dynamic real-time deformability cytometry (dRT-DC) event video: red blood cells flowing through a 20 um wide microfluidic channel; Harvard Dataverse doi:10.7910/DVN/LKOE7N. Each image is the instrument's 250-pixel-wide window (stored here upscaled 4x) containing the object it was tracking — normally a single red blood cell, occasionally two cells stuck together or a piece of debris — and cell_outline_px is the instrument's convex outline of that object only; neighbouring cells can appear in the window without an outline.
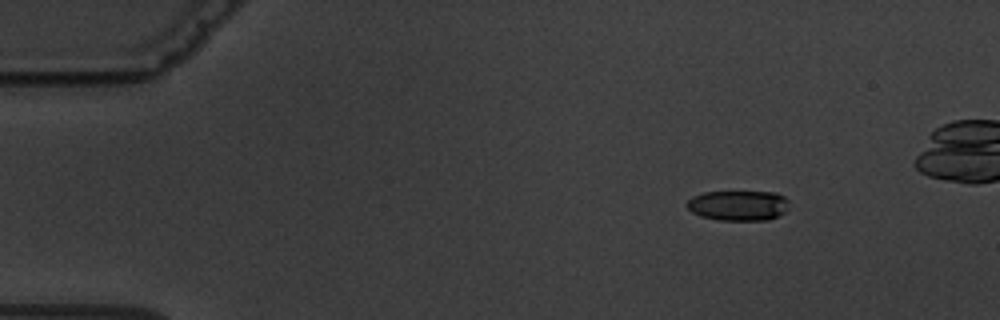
{"species": "common noctule bat (a hibernating species)", "species_latin": "Nyctalus noctula", "temperature_condition": "warm", "stored_images_in_passage": 3, "camera_frame_rate_fps": 3000, "um_per_image_px": 0.085, "animal": {"sex": "male", "body_mass_g": 19.5, "forearm_length_mm": 54.6}, "frame": {"image": 1, "passage_image": 1, "time_ms": 0.0, "image_size_px": [1000, 320], "cell_outline_px": [[788, 208], [784, 212], [768, 220], [720, 220], [700, 216], [692, 212], [688, 208], [688, 200], [692, 196], [704, 192], [776, 192], [784, 196], [788, 200]], "centroid_in_image_um": [62.76, 17.46], "position_along_channel_um": 22.2, "area_um2": 17.92}}